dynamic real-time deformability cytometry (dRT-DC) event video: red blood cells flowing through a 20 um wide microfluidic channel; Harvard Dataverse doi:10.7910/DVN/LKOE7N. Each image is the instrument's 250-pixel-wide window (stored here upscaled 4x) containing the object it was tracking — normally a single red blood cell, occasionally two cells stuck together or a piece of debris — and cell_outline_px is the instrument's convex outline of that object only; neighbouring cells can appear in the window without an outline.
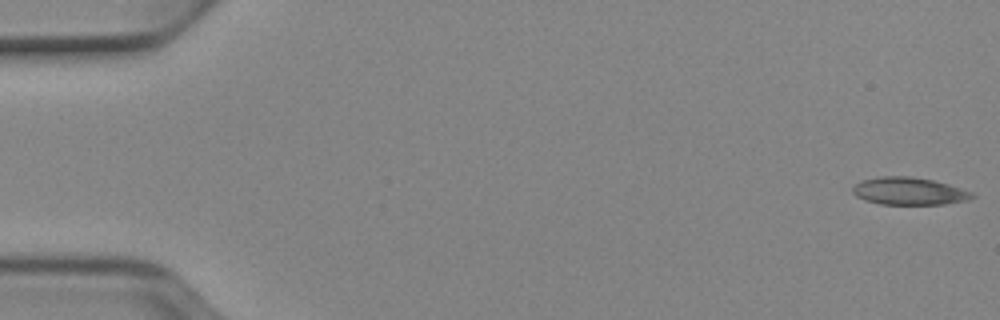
{"species": "Egyptian fruit bat (a non-hibernating species)", "species_latin": "Rousettus aegyptiacus", "temperature_condition": "cold", "stored_images_in_passage": 52, "camera_frame_rate_fps": 3000, "um_per_image_px": 0.085, "animal": {"sex": "female"}, "frame": {"image": 1, "passage_image": 1, "time_ms": 0.0, "image_size_px": [1000, 320], "cell_outline_px": [[976, 196], [968, 200], [944, 204], [880, 204], [864, 200], [856, 196], [852, 192], [852, 188], [860, 180], [880, 176], [912, 176], [932, 180], [948, 184], [972, 192]], "centroid_in_image_um": [77.24, 16.24], "position_along_channel_um": 7.8, "area_um2": 19.19}}
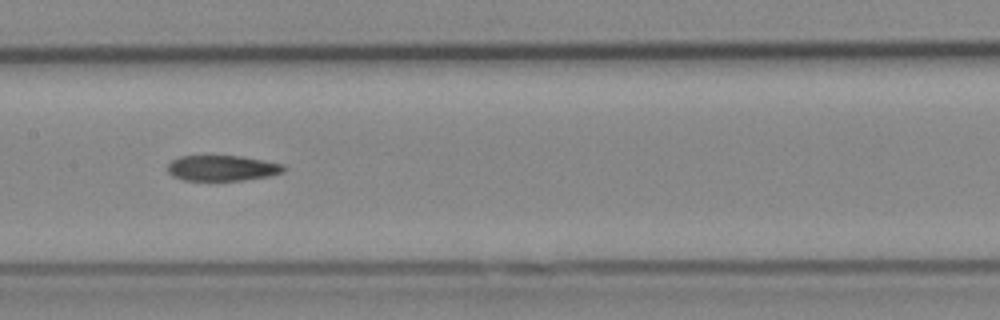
{"frame": {"image": 2, "passage_image": 26, "time_ms": 8.333, "image_size_px": [1000, 320], "cell_outline_px": [[288, 168], [284, 172], [268, 176], [244, 180], [184, 180], [172, 176], [168, 172], [168, 164], [172, 160], [180, 156], [240, 156], [264, 160], [284, 164]], "centroid_in_image_um": [18.92, 14.28], "position_along_channel_um": 188.5, "area_um2": 17.34}}
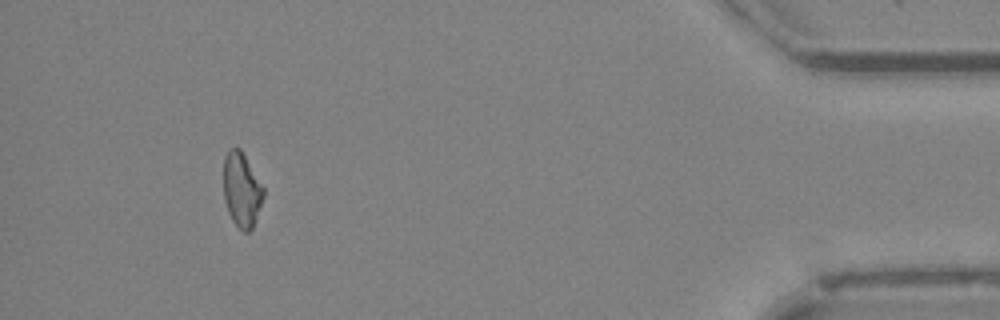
{"frame": {"image": 3, "passage_image": 48, "time_ms": 15.667, "image_size_px": [1000, 320], "cell_outline_px": [[264, 196], [252, 228], [248, 232], [244, 232], [232, 220], [228, 212], [224, 200], [224, 156], [232, 148], [240, 148], [264, 188]], "centroid_in_image_um": [20.54, 16.14], "position_along_channel_um": 414.7, "area_um2": 17.05}, "authors_computed_cell_mechanics": {"area_um2": 18.5538, "velocity_mm_per_s": 3.9315, "shape_relaxation_time_tau1_ms": null, "shape_relaxation_time_tau2_ms": 4.6417, "deformation_change_tau1": null, "deformation_change_tau2": 0.1307}}